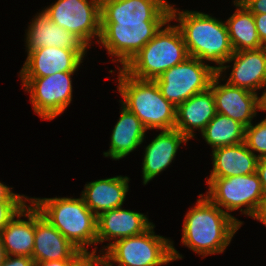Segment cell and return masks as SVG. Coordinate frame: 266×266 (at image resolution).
Segmentation results:
<instances>
[{"label":"cell","instance_id":"cell-28","mask_svg":"<svg viewBox=\"0 0 266 266\" xmlns=\"http://www.w3.org/2000/svg\"><path fill=\"white\" fill-rule=\"evenodd\" d=\"M26 201H0V232L27 204Z\"/></svg>","mask_w":266,"mask_h":266},{"label":"cell","instance_id":"cell-6","mask_svg":"<svg viewBox=\"0 0 266 266\" xmlns=\"http://www.w3.org/2000/svg\"><path fill=\"white\" fill-rule=\"evenodd\" d=\"M154 228L152 224L142 234L110 242L102 249L104 258L118 266H161L182 259L173 242L155 235Z\"/></svg>","mask_w":266,"mask_h":266},{"label":"cell","instance_id":"cell-33","mask_svg":"<svg viewBox=\"0 0 266 266\" xmlns=\"http://www.w3.org/2000/svg\"><path fill=\"white\" fill-rule=\"evenodd\" d=\"M9 266H34V260L28 256L9 255Z\"/></svg>","mask_w":266,"mask_h":266},{"label":"cell","instance_id":"cell-17","mask_svg":"<svg viewBox=\"0 0 266 266\" xmlns=\"http://www.w3.org/2000/svg\"><path fill=\"white\" fill-rule=\"evenodd\" d=\"M233 62L227 83L254 93L266 89V47L234 52L225 63Z\"/></svg>","mask_w":266,"mask_h":266},{"label":"cell","instance_id":"cell-35","mask_svg":"<svg viewBox=\"0 0 266 266\" xmlns=\"http://www.w3.org/2000/svg\"><path fill=\"white\" fill-rule=\"evenodd\" d=\"M77 259L52 260L45 262H34V266H72Z\"/></svg>","mask_w":266,"mask_h":266},{"label":"cell","instance_id":"cell-36","mask_svg":"<svg viewBox=\"0 0 266 266\" xmlns=\"http://www.w3.org/2000/svg\"><path fill=\"white\" fill-rule=\"evenodd\" d=\"M254 219L260 221L266 226V193H264L261 205L254 216Z\"/></svg>","mask_w":266,"mask_h":266},{"label":"cell","instance_id":"cell-3","mask_svg":"<svg viewBox=\"0 0 266 266\" xmlns=\"http://www.w3.org/2000/svg\"><path fill=\"white\" fill-rule=\"evenodd\" d=\"M47 221L82 252L97 244V216L87 207L82 196L30 198Z\"/></svg>","mask_w":266,"mask_h":266},{"label":"cell","instance_id":"cell-31","mask_svg":"<svg viewBox=\"0 0 266 266\" xmlns=\"http://www.w3.org/2000/svg\"><path fill=\"white\" fill-rule=\"evenodd\" d=\"M252 14L266 13V0H239Z\"/></svg>","mask_w":266,"mask_h":266},{"label":"cell","instance_id":"cell-22","mask_svg":"<svg viewBox=\"0 0 266 266\" xmlns=\"http://www.w3.org/2000/svg\"><path fill=\"white\" fill-rule=\"evenodd\" d=\"M0 232L6 255L32 258L35 236V206L31 201ZM28 218L27 220L21 217Z\"/></svg>","mask_w":266,"mask_h":266},{"label":"cell","instance_id":"cell-9","mask_svg":"<svg viewBox=\"0 0 266 266\" xmlns=\"http://www.w3.org/2000/svg\"><path fill=\"white\" fill-rule=\"evenodd\" d=\"M167 21L101 22L98 44L124 68Z\"/></svg>","mask_w":266,"mask_h":266},{"label":"cell","instance_id":"cell-40","mask_svg":"<svg viewBox=\"0 0 266 266\" xmlns=\"http://www.w3.org/2000/svg\"><path fill=\"white\" fill-rule=\"evenodd\" d=\"M0 266H9V255H6L4 262Z\"/></svg>","mask_w":266,"mask_h":266},{"label":"cell","instance_id":"cell-14","mask_svg":"<svg viewBox=\"0 0 266 266\" xmlns=\"http://www.w3.org/2000/svg\"><path fill=\"white\" fill-rule=\"evenodd\" d=\"M83 58L79 50L41 47L27 53L19 77H46L57 72L77 71Z\"/></svg>","mask_w":266,"mask_h":266},{"label":"cell","instance_id":"cell-29","mask_svg":"<svg viewBox=\"0 0 266 266\" xmlns=\"http://www.w3.org/2000/svg\"><path fill=\"white\" fill-rule=\"evenodd\" d=\"M97 248L94 247L91 253L84 252L72 266H101V256L96 255Z\"/></svg>","mask_w":266,"mask_h":266},{"label":"cell","instance_id":"cell-37","mask_svg":"<svg viewBox=\"0 0 266 266\" xmlns=\"http://www.w3.org/2000/svg\"><path fill=\"white\" fill-rule=\"evenodd\" d=\"M5 257H6V253H5V249H4L1 234H0V265L4 262Z\"/></svg>","mask_w":266,"mask_h":266},{"label":"cell","instance_id":"cell-24","mask_svg":"<svg viewBox=\"0 0 266 266\" xmlns=\"http://www.w3.org/2000/svg\"><path fill=\"white\" fill-rule=\"evenodd\" d=\"M121 110L119 120L112 130L110 148L103 153L113 160L124 158L140 146L147 131L140 119L122 104Z\"/></svg>","mask_w":266,"mask_h":266},{"label":"cell","instance_id":"cell-25","mask_svg":"<svg viewBox=\"0 0 266 266\" xmlns=\"http://www.w3.org/2000/svg\"><path fill=\"white\" fill-rule=\"evenodd\" d=\"M233 4L237 9L226 21L233 51L264 47L258 35L253 14L239 0L233 1Z\"/></svg>","mask_w":266,"mask_h":266},{"label":"cell","instance_id":"cell-34","mask_svg":"<svg viewBox=\"0 0 266 266\" xmlns=\"http://www.w3.org/2000/svg\"><path fill=\"white\" fill-rule=\"evenodd\" d=\"M256 172L260 178L263 191L266 193V157L258 159Z\"/></svg>","mask_w":266,"mask_h":266},{"label":"cell","instance_id":"cell-39","mask_svg":"<svg viewBox=\"0 0 266 266\" xmlns=\"http://www.w3.org/2000/svg\"><path fill=\"white\" fill-rule=\"evenodd\" d=\"M102 250H100V254L101 255V266H114L113 264H111L108 260H106L103 256V253L101 252Z\"/></svg>","mask_w":266,"mask_h":266},{"label":"cell","instance_id":"cell-13","mask_svg":"<svg viewBox=\"0 0 266 266\" xmlns=\"http://www.w3.org/2000/svg\"><path fill=\"white\" fill-rule=\"evenodd\" d=\"M166 0H101V22H142L170 20Z\"/></svg>","mask_w":266,"mask_h":266},{"label":"cell","instance_id":"cell-5","mask_svg":"<svg viewBox=\"0 0 266 266\" xmlns=\"http://www.w3.org/2000/svg\"><path fill=\"white\" fill-rule=\"evenodd\" d=\"M169 22L171 20L123 68L130 76L155 80L164 71L189 57L182 33L176 25H169Z\"/></svg>","mask_w":266,"mask_h":266},{"label":"cell","instance_id":"cell-16","mask_svg":"<svg viewBox=\"0 0 266 266\" xmlns=\"http://www.w3.org/2000/svg\"><path fill=\"white\" fill-rule=\"evenodd\" d=\"M83 253L52 226L35 207V236L32 253L34 262L78 259Z\"/></svg>","mask_w":266,"mask_h":266},{"label":"cell","instance_id":"cell-11","mask_svg":"<svg viewBox=\"0 0 266 266\" xmlns=\"http://www.w3.org/2000/svg\"><path fill=\"white\" fill-rule=\"evenodd\" d=\"M50 20L78 36L88 47L101 35V0H57L44 8Z\"/></svg>","mask_w":266,"mask_h":266},{"label":"cell","instance_id":"cell-7","mask_svg":"<svg viewBox=\"0 0 266 266\" xmlns=\"http://www.w3.org/2000/svg\"><path fill=\"white\" fill-rule=\"evenodd\" d=\"M206 184L209 186L206 196L218 207L225 208L227 214L240 209L252 218L265 193L257 172L227 178L209 177Z\"/></svg>","mask_w":266,"mask_h":266},{"label":"cell","instance_id":"cell-8","mask_svg":"<svg viewBox=\"0 0 266 266\" xmlns=\"http://www.w3.org/2000/svg\"><path fill=\"white\" fill-rule=\"evenodd\" d=\"M216 74L215 66L189 56L180 64L164 71L155 82L165 99L178 107L195 94L209 89Z\"/></svg>","mask_w":266,"mask_h":266},{"label":"cell","instance_id":"cell-38","mask_svg":"<svg viewBox=\"0 0 266 266\" xmlns=\"http://www.w3.org/2000/svg\"><path fill=\"white\" fill-rule=\"evenodd\" d=\"M261 101H262V110L266 111V89L264 90L263 94L261 95Z\"/></svg>","mask_w":266,"mask_h":266},{"label":"cell","instance_id":"cell-21","mask_svg":"<svg viewBox=\"0 0 266 266\" xmlns=\"http://www.w3.org/2000/svg\"><path fill=\"white\" fill-rule=\"evenodd\" d=\"M215 115V101L209 88L190 97L176 108L175 129L189 140L195 136L193 129L202 132Z\"/></svg>","mask_w":266,"mask_h":266},{"label":"cell","instance_id":"cell-18","mask_svg":"<svg viewBox=\"0 0 266 266\" xmlns=\"http://www.w3.org/2000/svg\"><path fill=\"white\" fill-rule=\"evenodd\" d=\"M152 224L147 215L114 208L97 216V244L142 234Z\"/></svg>","mask_w":266,"mask_h":266},{"label":"cell","instance_id":"cell-4","mask_svg":"<svg viewBox=\"0 0 266 266\" xmlns=\"http://www.w3.org/2000/svg\"><path fill=\"white\" fill-rule=\"evenodd\" d=\"M118 91L120 103L133 112L147 130L175 129L176 108L162 95L155 80H142L130 76L119 67Z\"/></svg>","mask_w":266,"mask_h":266},{"label":"cell","instance_id":"cell-12","mask_svg":"<svg viewBox=\"0 0 266 266\" xmlns=\"http://www.w3.org/2000/svg\"><path fill=\"white\" fill-rule=\"evenodd\" d=\"M221 76L217 73L210 85L216 113L225 115L241 123L245 128L252 123L257 111L262 110L261 96L244 88L219 84Z\"/></svg>","mask_w":266,"mask_h":266},{"label":"cell","instance_id":"cell-19","mask_svg":"<svg viewBox=\"0 0 266 266\" xmlns=\"http://www.w3.org/2000/svg\"><path fill=\"white\" fill-rule=\"evenodd\" d=\"M188 139L177 129L161 132L145 147L142 162L143 184L146 185L163 170L168 168L176 157L179 146Z\"/></svg>","mask_w":266,"mask_h":266},{"label":"cell","instance_id":"cell-26","mask_svg":"<svg viewBox=\"0 0 266 266\" xmlns=\"http://www.w3.org/2000/svg\"><path fill=\"white\" fill-rule=\"evenodd\" d=\"M201 134L213 150L244 142L245 127L230 117L216 113Z\"/></svg>","mask_w":266,"mask_h":266},{"label":"cell","instance_id":"cell-30","mask_svg":"<svg viewBox=\"0 0 266 266\" xmlns=\"http://www.w3.org/2000/svg\"><path fill=\"white\" fill-rule=\"evenodd\" d=\"M12 189L0 182V201H30L28 196L13 193Z\"/></svg>","mask_w":266,"mask_h":266},{"label":"cell","instance_id":"cell-10","mask_svg":"<svg viewBox=\"0 0 266 266\" xmlns=\"http://www.w3.org/2000/svg\"><path fill=\"white\" fill-rule=\"evenodd\" d=\"M76 71L57 72L46 77H21L25 92L30 93L34 112L42 120H53L72 101V79Z\"/></svg>","mask_w":266,"mask_h":266},{"label":"cell","instance_id":"cell-32","mask_svg":"<svg viewBox=\"0 0 266 266\" xmlns=\"http://www.w3.org/2000/svg\"><path fill=\"white\" fill-rule=\"evenodd\" d=\"M255 26L262 42V45L266 47V13L253 14Z\"/></svg>","mask_w":266,"mask_h":266},{"label":"cell","instance_id":"cell-23","mask_svg":"<svg viewBox=\"0 0 266 266\" xmlns=\"http://www.w3.org/2000/svg\"><path fill=\"white\" fill-rule=\"evenodd\" d=\"M210 177H233L256 172L258 158L244 142L212 150Z\"/></svg>","mask_w":266,"mask_h":266},{"label":"cell","instance_id":"cell-1","mask_svg":"<svg viewBox=\"0 0 266 266\" xmlns=\"http://www.w3.org/2000/svg\"><path fill=\"white\" fill-rule=\"evenodd\" d=\"M183 221L181 243L203 257L223 253L243 224L203 194Z\"/></svg>","mask_w":266,"mask_h":266},{"label":"cell","instance_id":"cell-20","mask_svg":"<svg viewBox=\"0 0 266 266\" xmlns=\"http://www.w3.org/2000/svg\"><path fill=\"white\" fill-rule=\"evenodd\" d=\"M129 178L127 176H115L99 179L85 184L81 196L87 207L99 216L114 208L122 207L129 190Z\"/></svg>","mask_w":266,"mask_h":266},{"label":"cell","instance_id":"cell-15","mask_svg":"<svg viewBox=\"0 0 266 266\" xmlns=\"http://www.w3.org/2000/svg\"><path fill=\"white\" fill-rule=\"evenodd\" d=\"M32 19L26 32L27 53L41 47L55 46L79 50L85 56L88 46L78 36L51 21L45 10Z\"/></svg>","mask_w":266,"mask_h":266},{"label":"cell","instance_id":"cell-2","mask_svg":"<svg viewBox=\"0 0 266 266\" xmlns=\"http://www.w3.org/2000/svg\"><path fill=\"white\" fill-rule=\"evenodd\" d=\"M170 20L182 33L188 55L201 60L216 63L215 70L222 73L231 67L224 65L234 53L228 34L226 22H222L208 14L197 11H180L171 5Z\"/></svg>","mask_w":266,"mask_h":266},{"label":"cell","instance_id":"cell-27","mask_svg":"<svg viewBox=\"0 0 266 266\" xmlns=\"http://www.w3.org/2000/svg\"><path fill=\"white\" fill-rule=\"evenodd\" d=\"M244 143L253 153H258V159L266 157V117L258 124L251 123L245 128Z\"/></svg>","mask_w":266,"mask_h":266}]
</instances>
